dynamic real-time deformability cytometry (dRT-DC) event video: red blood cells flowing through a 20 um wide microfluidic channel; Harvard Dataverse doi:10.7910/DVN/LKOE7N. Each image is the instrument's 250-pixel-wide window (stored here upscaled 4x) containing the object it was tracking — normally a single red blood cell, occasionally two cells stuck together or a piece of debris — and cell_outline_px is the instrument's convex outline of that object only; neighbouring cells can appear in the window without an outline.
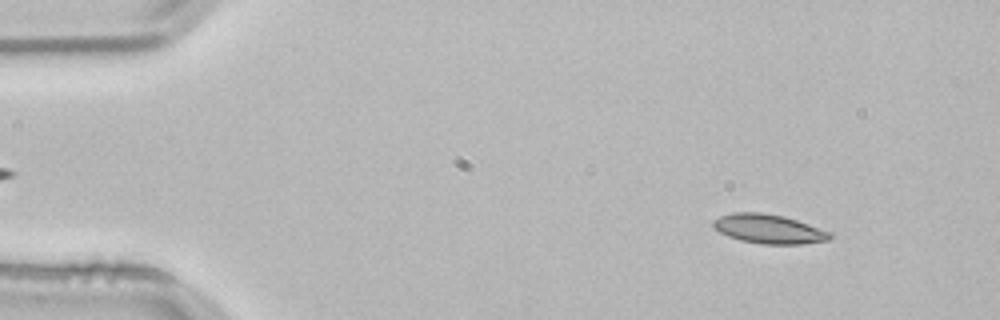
{"species": "common noctule bat (a hibernating species)", "species_latin": "Nyctalus noctula", "temperature_condition": "room temperature", "stored_images_in_passage": 52, "camera_frame_rate_fps": 3000, "um_per_image_px": 0.085, "animal": {"sex": "male", "body_mass_g": 21.5, "forearm_length_mm": 52.0}, "frame": {"image": 1, "passage_image": 5, "time_ms": 1.333, "image_size_px": [1000, 320], "cell_outline_px": [[832, 236], [828, 240], [800, 244], [764, 244], [740, 240], [728, 236], [720, 232], [712, 224], [712, 220], [720, 216], [732, 212], [760, 212], [784, 216], [832, 232]], "centroid_in_image_um": [65.34, 19.45], "position_along_channel_um": 19.7, "area_um2": 19.77}}
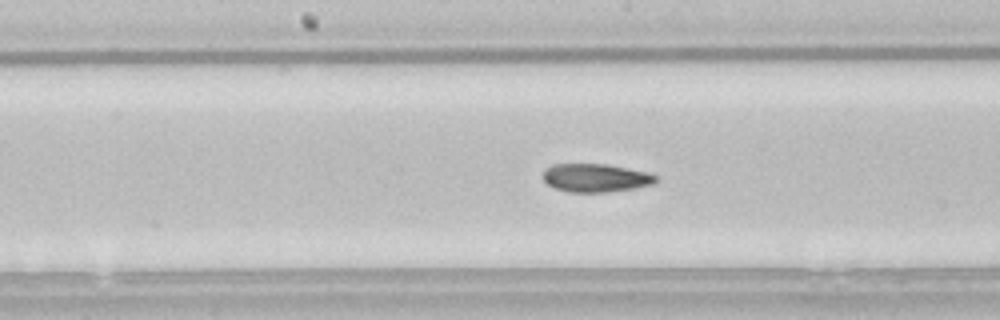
{"frame": {"image": 2, "passage_image": 26, "time_ms": 8.333, "image_size_px": [1000, 320], "cell_outline_px": [[656, 180], [652, 184], [632, 188], [604, 192], [568, 192], [556, 188], [548, 184], [544, 180], [544, 172], [552, 164], [608, 164], [648, 172], [656, 176]], "centroid_in_image_um": [50.63, 15.11], "position_along_channel_um": 197.6, "area_um2": 18.32}}
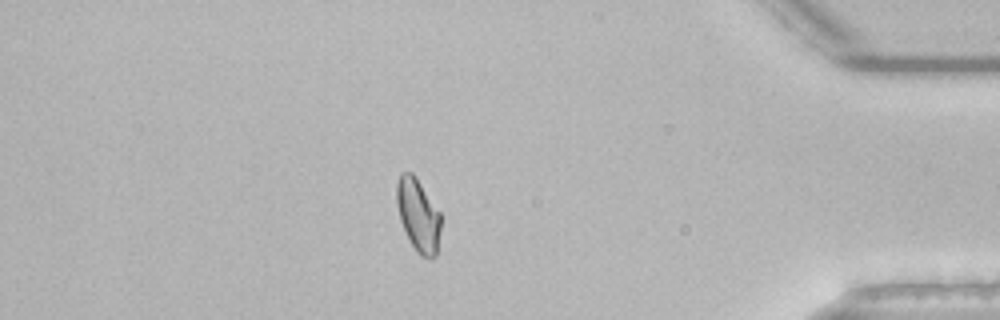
{"frame": {"image": 3, "passage_image": 45, "time_ms": 14.667, "image_size_px": [1000, 320], "cell_outline_px": [[440, 228], [436, 256], [432, 260], [420, 256], [416, 252], [400, 220], [396, 204], [396, 184], [400, 172], [412, 172], [416, 176], [440, 212]], "centroid_in_image_um": [35.53, 18.27], "position_along_channel_um": 399.7, "area_um2": 18.84}, "authors_computed_cell_mechanics": {"area_um2": 19.0162, "velocity_mm_per_s": 3.8143, "shape_relaxation_time_tau1_ms": 4.1549, "shape_relaxation_time_tau2_ms": 3.7779, "deformation_change_tau1": 0.1246, "deformation_change_tau2": 0.0918}}